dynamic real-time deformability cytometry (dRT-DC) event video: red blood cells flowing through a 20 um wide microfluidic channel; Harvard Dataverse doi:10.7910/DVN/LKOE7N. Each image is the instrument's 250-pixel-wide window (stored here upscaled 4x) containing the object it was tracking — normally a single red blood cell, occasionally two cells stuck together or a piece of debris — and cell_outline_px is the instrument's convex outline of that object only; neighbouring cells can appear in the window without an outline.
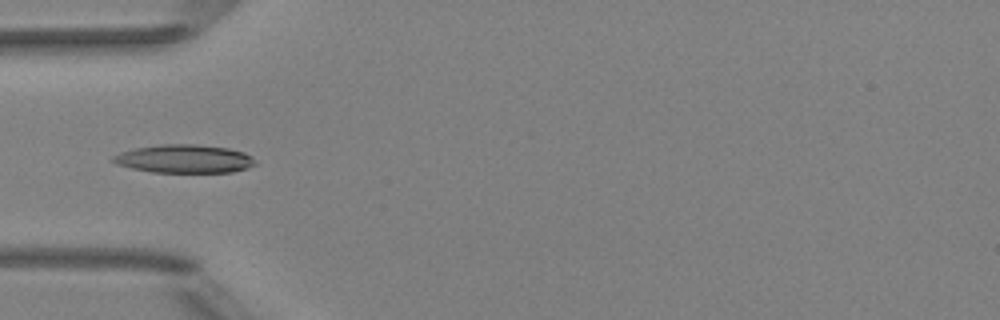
{"species": "Egyptian fruit bat (a non-hibernating species)", "species_latin": "Rousettus aegyptiacus", "temperature_condition": "room temperature", "stored_images_in_passage": 4, "camera_frame_rate_fps": 3000, "um_per_image_px": 0.085, "animal": {"sex": "female"}, "frame": {"image": 1, "passage_image": 4, "time_ms": 1.0, "image_size_px": [1000, 320], "cell_outline_px": [[256, 164], [248, 168], [232, 172], [152, 172], [132, 168], [116, 164], [112, 160], [112, 156], [120, 152], [136, 148], [160, 144], [196, 144], [228, 148], [244, 152], [252, 156]], "centroid_in_image_um": [15.67, 13.49], "position_along_channel_um": 69.3, "area_um2": 23.47}}